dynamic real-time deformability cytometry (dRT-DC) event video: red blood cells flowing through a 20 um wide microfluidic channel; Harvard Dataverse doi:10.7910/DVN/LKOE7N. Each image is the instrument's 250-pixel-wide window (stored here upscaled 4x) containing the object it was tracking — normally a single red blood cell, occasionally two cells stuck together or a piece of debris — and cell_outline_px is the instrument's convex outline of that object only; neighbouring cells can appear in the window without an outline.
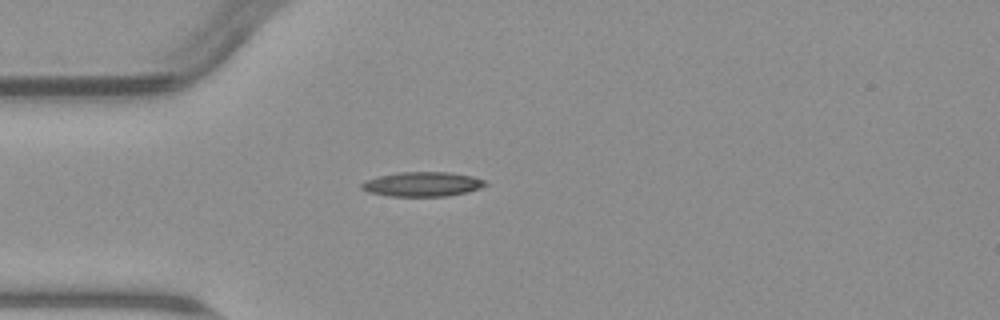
{"species": "common noctule bat (a hibernating species)", "species_latin": "Nyctalus noctula", "temperature_condition": "warm", "stored_images_in_passage": 3, "camera_frame_rate_fps": 3000, "um_per_image_px": 0.085, "animal": {"sex": "male", "body_mass_g": 23.1, "forearm_length_mm": 52.7}, "frame": {"image": 1, "passage_image": 2, "time_ms": 5.0, "image_size_px": [1000, 320], "cell_outline_px": [[488, 184], [480, 188], [468, 192], [448, 196], [388, 196], [368, 192], [360, 188], [360, 184], [364, 180], [376, 176], [396, 172], [448, 172], [472, 176], [488, 180]], "centroid_in_image_um": [35.89, 15.65], "position_along_channel_um": 49.1, "area_um2": 18.03}}